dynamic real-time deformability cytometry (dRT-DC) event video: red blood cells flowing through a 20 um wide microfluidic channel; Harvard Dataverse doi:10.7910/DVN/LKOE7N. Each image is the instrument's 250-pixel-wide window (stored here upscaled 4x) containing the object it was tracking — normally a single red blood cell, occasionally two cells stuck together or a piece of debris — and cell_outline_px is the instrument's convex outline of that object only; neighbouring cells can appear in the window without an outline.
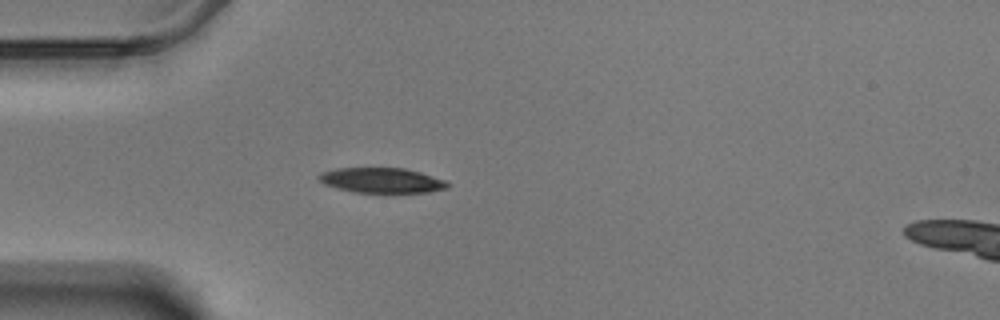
{"species": "Egyptian fruit bat (a non-hibernating species)", "species_latin": "Rousettus aegyptiacus", "temperature_condition": "warm", "stored_images_in_passage": 24, "camera_frame_rate_fps": 3000, "um_per_image_px": 0.085, "animal": {"sex": "male"}, "frame": {"image": 1, "passage_image": 1, "time_ms": 0.0, "image_size_px": [1000, 320], "cell_outline_px": [[452, 184], [448, 188], [428, 192], [392, 196], [356, 192], [336, 188], [324, 184], [316, 176], [320, 172], [336, 168], [404, 168], [420, 172], [444, 180]], "centroid_in_image_um": [32.48, 15.38], "position_along_channel_um": 52.5, "area_um2": 19.83}}
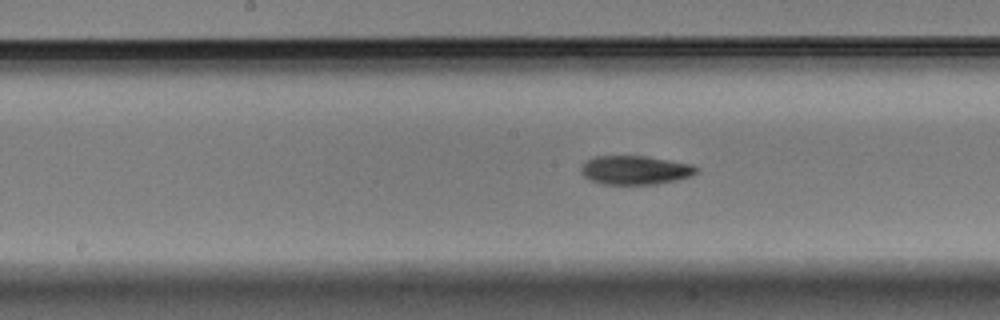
{"frame": {"image": 2, "passage_image": 14, "time_ms": 4.333, "image_size_px": [1000, 320], "cell_outline_px": [[700, 168], [692, 176], [680, 180], [656, 184], [600, 184], [584, 176], [580, 172], [580, 168], [588, 160], [596, 156], [644, 156], [692, 164]], "centroid_in_image_um": [54.03, 14.47], "position_along_channel_um": 194.2, "area_um2": 19.42}}
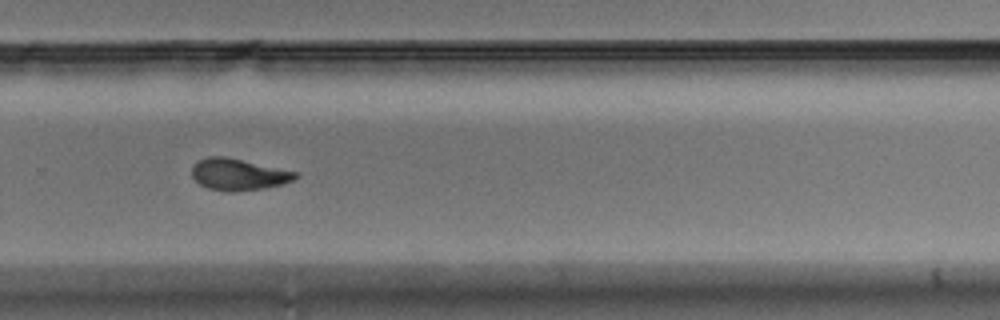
{"frame": {"image": 3, "passage_image": 24, "time_ms": 7.667, "image_size_px": [1000, 320], "cell_outline_px": [[300, 176], [284, 184], [264, 188], [232, 192], [228, 192], [208, 188], [200, 184], [192, 176], [192, 164], [196, 160], [208, 156], [224, 156], [296, 172]], "centroid_in_image_um": [20.23, 14.82], "position_along_channel_um": 309.6, "area_um2": 19.02}}